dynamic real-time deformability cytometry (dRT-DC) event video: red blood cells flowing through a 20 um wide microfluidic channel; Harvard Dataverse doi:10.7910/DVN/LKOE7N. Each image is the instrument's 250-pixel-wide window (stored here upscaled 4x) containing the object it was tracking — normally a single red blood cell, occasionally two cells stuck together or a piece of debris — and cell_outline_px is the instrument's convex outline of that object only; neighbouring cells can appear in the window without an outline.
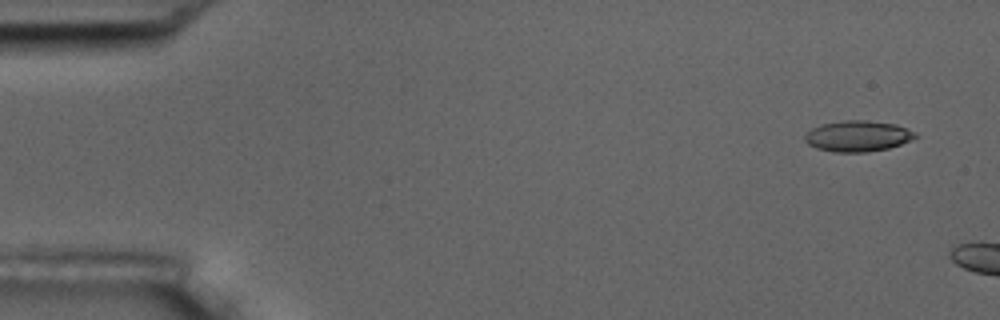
{"species": "common noctule bat (a hibernating species)", "species_latin": "Nyctalus noctula", "temperature_condition": "room temperature", "stored_images_in_passage": 2, "camera_frame_rate_fps": 3000, "um_per_image_px": 0.085, "animal": {"sex": "male", "body_mass_g": 17.5, "forearm_length_mm": 52.3}, "frame": {"image": 1, "passage_image": 1, "time_ms": 0.0, "image_size_px": [1000, 320], "cell_outline_px": [[920, 136], [900, 144], [888, 148], [868, 152], [836, 152], [816, 148], [808, 144], [804, 140], [804, 136], [812, 128], [820, 124], [844, 120], [864, 120], [896, 124], [916, 132]], "centroid_in_image_um": [72.92, 11.56], "position_along_channel_um": 12.1, "area_um2": 19.94}}